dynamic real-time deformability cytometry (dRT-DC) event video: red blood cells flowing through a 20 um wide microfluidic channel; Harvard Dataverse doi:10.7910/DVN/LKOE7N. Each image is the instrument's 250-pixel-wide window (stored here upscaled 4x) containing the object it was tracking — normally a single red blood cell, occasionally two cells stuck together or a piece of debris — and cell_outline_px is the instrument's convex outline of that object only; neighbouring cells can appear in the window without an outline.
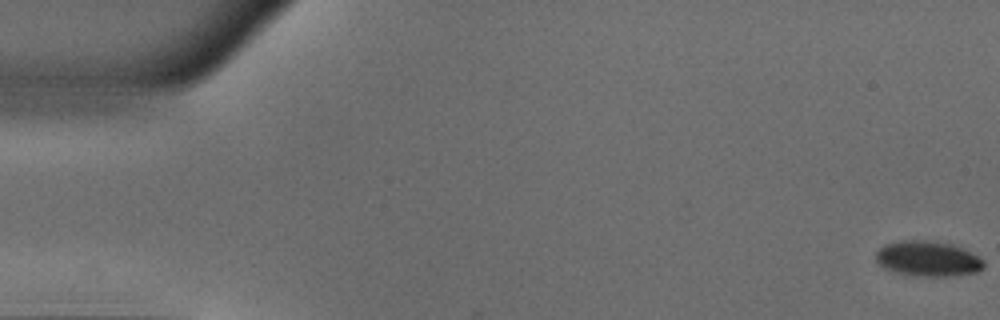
{"species": "common noctule bat (a hibernating species)", "species_latin": "Nyctalus noctula", "temperature_condition": "warm", "stored_images_in_passage": 51, "camera_frame_rate_fps": 3000, "um_per_image_px": 0.085, "animal": {"sex": "male", "body_mass_g": 18.8}, "frame": {"image": 1, "passage_image": 1, "time_ms": 0.0, "image_size_px": [1000, 320], "cell_outline_px": [[984, 268], [976, 272], [948, 276], [924, 276], [896, 272], [884, 268], [876, 260], [876, 252], [884, 244], [900, 240], [924, 240], [952, 244], [964, 248], [984, 260]], "centroid_in_image_um": [78.88, 21.97], "position_along_channel_um": 6.1, "area_um2": 22.08}}
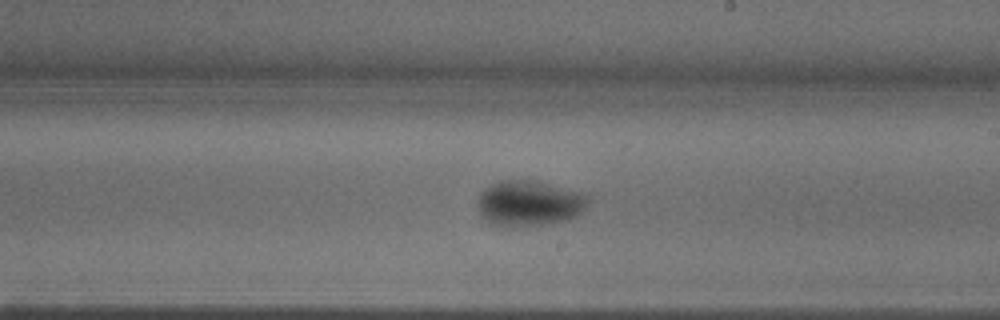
{"frame": {"image": 2, "passage_image": 30, "time_ms": 9.667, "image_size_px": [1000, 320], "cell_outline_px": [[588, 200], [580, 212], [576, 216], [564, 220], [544, 224], [508, 228], [492, 224], [480, 212], [480, 196], [484, 188], [488, 184], [500, 180], [536, 180], [580, 192]], "centroid_in_image_um": [44.94, 17.27], "position_along_channel_um": 244.1, "area_um2": 28.9}}
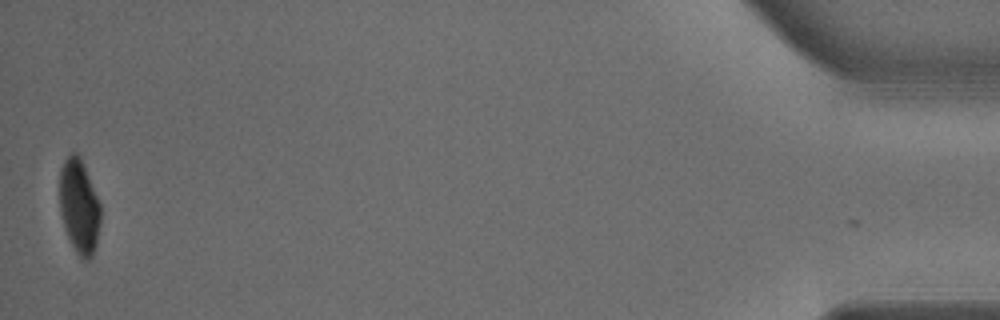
{"frame": {"image": 3, "passage_image": 51, "time_ms": 16.667, "image_size_px": [1000, 320], "cell_outline_px": [[100, 220], [96, 244], [92, 256], [88, 260], [84, 260], [76, 252], [64, 228], [60, 212], [60, 168], [64, 160], [72, 152], [76, 152], [80, 156], [100, 204]], "centroid_in_image_um": [6.72, 17.53], "position_along_channel_um": 428.5, "area_um2": 22.25}, "authors_computed_cell_mechanics": {"area_um2": 25.7788, "velocity_mm_per_s": 3.9636, "shape_relaxation_time_tau1_ms": 5.0574, "shape_relaxation_time_tau2_ms": null, "deformation_change_tau1": 0.1597, "deformation_change_tau2": null}}